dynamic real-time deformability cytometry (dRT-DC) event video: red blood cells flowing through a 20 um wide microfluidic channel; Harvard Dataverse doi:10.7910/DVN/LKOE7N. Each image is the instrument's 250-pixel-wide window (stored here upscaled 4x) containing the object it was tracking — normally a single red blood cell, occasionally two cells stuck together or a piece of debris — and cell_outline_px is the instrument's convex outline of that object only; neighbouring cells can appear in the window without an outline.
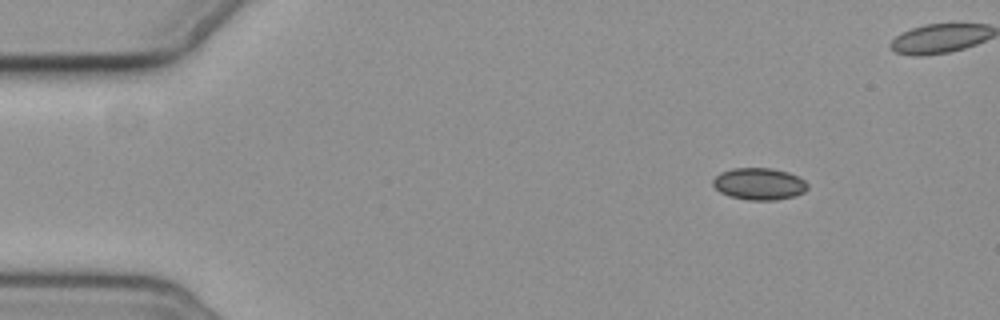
{"species": "common noctule bat (a hibernating species)", "species_latin": "Nyctalus noctula", "temperature_condition": "cold", "stored_images_in_passage": 5, "camera_frame_rate_fps": 3000, "um_per_image_px": 0.085, "animal": {"sex": "female", "body_mass_g": 19.3, "forearm_length_mm": 54.1}, "frame": {"image": 1, "passage_image": 1, "time_ms": 0.0, "image_size_px": [1000, 320], "cell_outline_px": [[808, 188], [804, 192], [792, 196], [776, 200], [748, 200], [728, 196], [720, 192], [712, 184], [712, 180], [720, 172], [732, 168], [772, 168], [788, 172], [804, 180], [808, 184]], "centroid_in_image_um": [64.5, 15.63], "position_along_channel_um": 20.5, "area_um2": 17.63}}
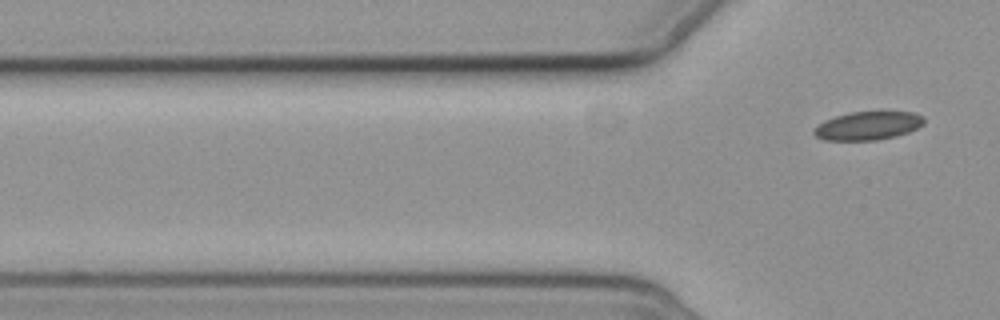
{"frame": {"image": 2, "passage_image": 5, "time_ms": 5.667, "image_size_px": [1000, 320], "cell_outline_px": [[924, 124], [908, 132], [896, 136], [876, 140], [824, 140], [816, 136], [812, 132], [812, 128], [824, 120], [848, 112], [912, 112], [924, 116]], "centroid_in_image_um": [73.74, 10.69], "position_along_channel_um": 52.1, "area_um2": 18.26}}